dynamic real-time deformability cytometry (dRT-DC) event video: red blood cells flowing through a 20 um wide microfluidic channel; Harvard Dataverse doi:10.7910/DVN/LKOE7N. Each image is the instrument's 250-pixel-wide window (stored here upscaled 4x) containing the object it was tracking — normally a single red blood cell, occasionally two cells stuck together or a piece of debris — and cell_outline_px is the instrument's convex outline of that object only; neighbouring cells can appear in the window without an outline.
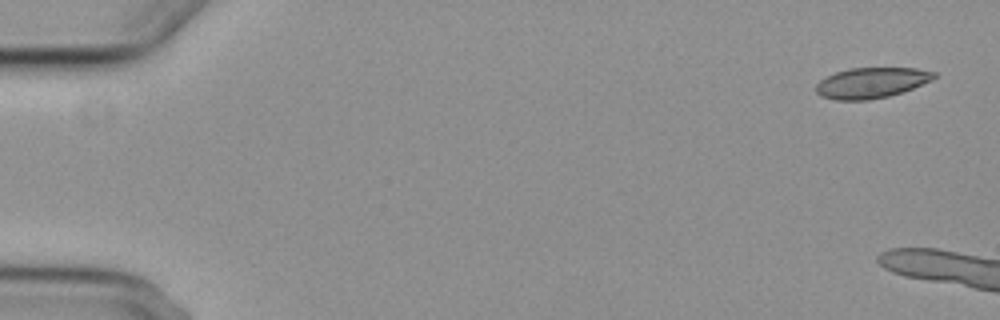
{"species": "common noctule bat (a hibernating species)", "species_latin": "Nyctalus noctula", "temperature_condition": "cold", "stored_images_in_passage": 5, "camera_frame_rate_fps": 3000, "um_per_image_px": 0.085, "animal": {"sex": "female", "body_mass_g": 29.2, "forearm_length_mm": 56.3}, "frame": {"image": 1, "passage_image": 1, "time_ms": 0.0, "image_size_px": [1000, 320], "cell_outline_px": [[936, 76], [932, 80], [912, 88], [888, 96], [868, 100], [836, 100], [820, 96], [816, 92], [816, 84], [820, 80], [836, 72], [848, 68], [916, 68], [936, 72]], "centroid_in_image_um": [74.05, 7.03], "position_along_channel_um": 11.0, "area_um2": 20.92}}